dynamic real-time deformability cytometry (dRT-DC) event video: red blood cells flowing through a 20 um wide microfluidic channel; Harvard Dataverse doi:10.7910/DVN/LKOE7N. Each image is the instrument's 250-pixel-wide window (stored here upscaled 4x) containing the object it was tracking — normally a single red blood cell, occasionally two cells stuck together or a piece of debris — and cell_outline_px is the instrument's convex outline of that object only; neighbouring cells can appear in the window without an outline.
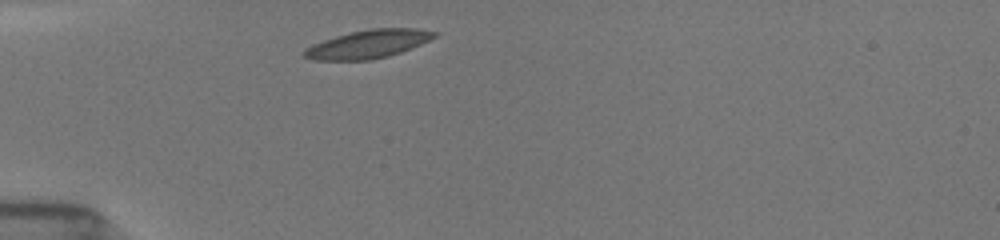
{"species": "common noctule bat (a hibernating species)", "species_latin": "Nyctalus noctula", "temperature_condition": "room temperature", "stored_images_in_passage": 38, "camera_frame_rate_fps": 3000, "um_per_image_px": 0.085, "animal": {"sex": "female", "body_mass_g": 19.5, "forearm_length_mm": 54.1}, "frame": {"image": 1, "passage_image": 1, "time_ms": 0.0, "image_size_px": [1000, 240], "cell_outline_px": [[440, 32], [436, 36], [420, 44], [400, 52], [388, 56], [368, 60], [316, 60], [304, 56], [304, 52], [312, 44], [336, 36], [368, 28], [416, 28]], "centroid_in_image_um": [31.33, 3.73], "position_along_channel_um": 53.7, "area_um2": 21.15}}
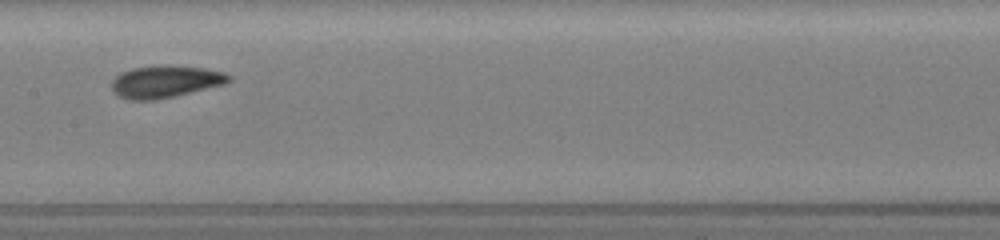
{"frame": {"image": 2, "passage_image": 13, "time_ms": 4.0, "image_size_px": [1000, 240], "cell_outline_px": [[232, 80], [228, 84], [176, 96], [152, 100], [128, 100], [112, 92], [112, 80], [120, 72], [132, 68], [204, 68], [224, 72], [232, 76]], "centroid_in_image_um": [14.09, 6.99], "position_along_channel_um": 193.3, "area_um2": 21.39}}
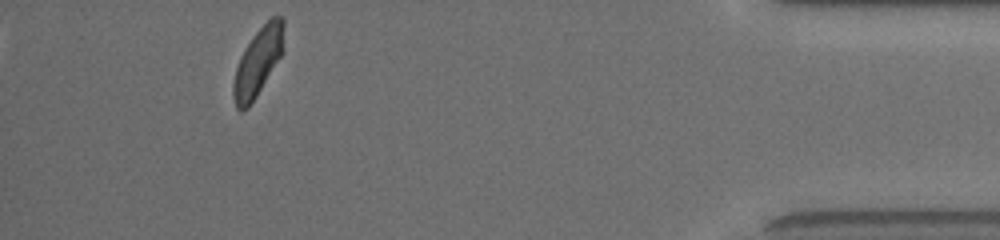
{"frame": {"image": 3, "passage_image": 34, "time_ms": 11.0, "image_size_px": [1000, 240], "cell_outline_px": [[284, 52], [256, 96], [248, 108], [240, 112], [236, 108], [232, 96], [232, 84], [236, 68], [240, 56], [244, 48], [256, 32], [272, 16], [284, 16]], "centroid_in_image_um": [21.93, 5.26], "position_along_channel_um": 413.3, "area_um2": 20.23}, "authors_computed_cell_mechanics": {"area_um2": 20.9525, "velocity_mm_per_s": 3.8827, "shape_relaxation_time_tau1_ms": 3.6549, "shape_relaxation_time_tau2_ms": 2.7208, "deformation_change_tau1": 0.1157, "deformation_change_tau2": 0.0638}}